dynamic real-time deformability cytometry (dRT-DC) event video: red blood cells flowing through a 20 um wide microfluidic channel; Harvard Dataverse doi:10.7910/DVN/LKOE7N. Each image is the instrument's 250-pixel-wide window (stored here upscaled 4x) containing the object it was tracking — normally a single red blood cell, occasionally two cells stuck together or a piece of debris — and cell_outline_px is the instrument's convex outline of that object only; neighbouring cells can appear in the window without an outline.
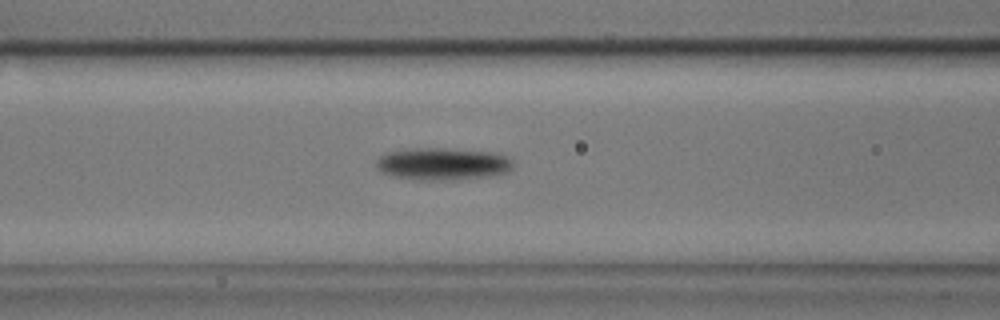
{"species": "common noctule bat (a hibernating species)", "species_latin": "Nyctalus noctula", "temperature_condition": "cold", "stored_images_in_passage": 40, "camera_frame_rate_fps": 3000, "um_per_image_px": 0.085, "animal": {"sex": "male", "body_mass_g": 17.9}, "frame": {"image": 1, "passage_image": 8, "time_ms": 2.333, "image_size_px": [1000, 320], "cell_outline_px": [[512, 168], [504, 172], [492, 176], [456, 180], [420, 180], [392, 176], [380, 172], [376, 168], [376, 160], [380, 156], [388, 152], [416, 148], [444, 148], [496, 152], [512, 160]], "centroid_in_image_um": [37.6, 13.94], "position_along_channel_um": 129.0, "area_um2": 25.89}}
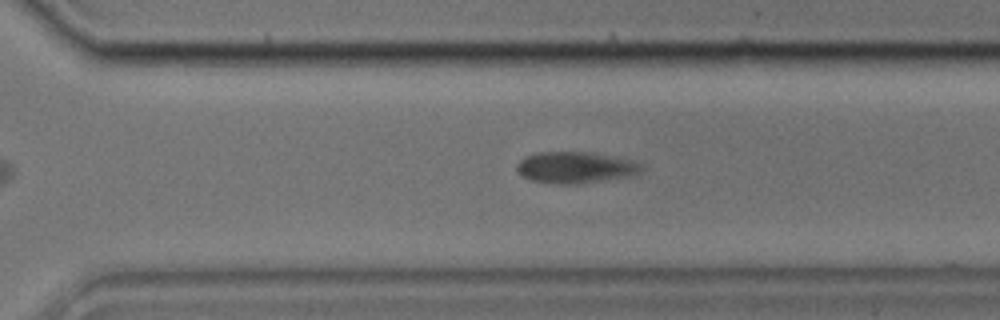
{"frame": {"image": 2, "passage_image": 25, "time_ms": 8.0, "image_size_px": [1000, 320], "cell_outline_px": [[644, 168], [640, 172], [632, 176], [576, 184], [568, 184], [532, 180], [524, 176], [516, 168], [516, 164], [524, 156], [540, 152], [592, 152], [632, 160], [640, 164]], "centroid_in_image_um": [48.94, 14.22], "position_along_channel_um": 321.7, "area_um2": 22.6}}
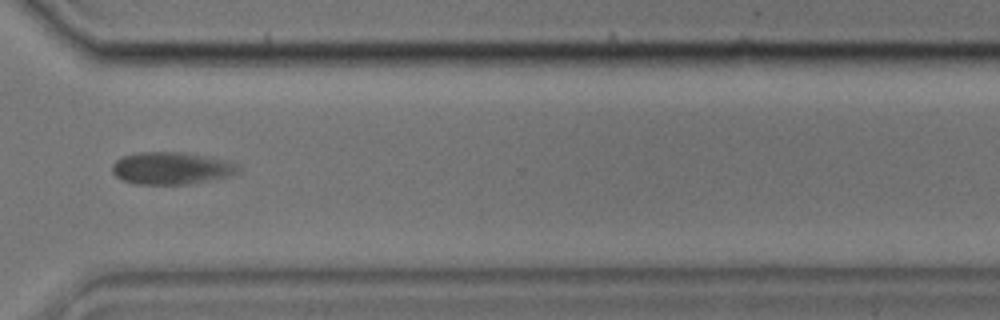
{"frame": {"image": 3, "passage_image": 28, "time_ms": 9.0, "image_size_px": [1000, 320], "cell_outline_px": [[240, 168], [236, 172], [228, 176], [188, 184], [136, 184], [120, 180], [112, 172], [112, 164], [116, 160], [124, 156], [140, 152], [184, 152], [224, 160], [236, 164]], "centroid_in_image_um": [14.5, 14.3], "position_along_channel_um": 356.1, "area_um2": 23.47}, "authors_computed_cell_mechanics": {"area_um2": 23.5535, "velocity_mm_per_s": 3.4055, "shape_relaxation_time_tau1_ms": 1.0731, "shape_relaxation_time_tau2_ms": null, "deformation_change_tau1": 0.0601, "deformation_change_tau2": null}}